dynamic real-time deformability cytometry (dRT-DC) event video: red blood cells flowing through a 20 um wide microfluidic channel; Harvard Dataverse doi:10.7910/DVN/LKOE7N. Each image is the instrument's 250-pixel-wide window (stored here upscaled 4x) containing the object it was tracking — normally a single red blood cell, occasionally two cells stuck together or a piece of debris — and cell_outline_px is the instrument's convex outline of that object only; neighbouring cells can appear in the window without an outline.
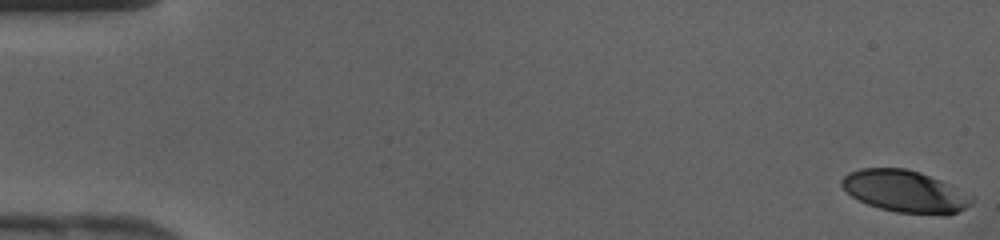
{"species": "human", "species_latin": "Homo sapiens", "temperature_condition": "cold", "stored_images_in_passage": 43, "camera_frame_rate_fps": 3000, "um_per_image_px": 0.085, "donor": {"sex": "female"}, "frame": {"image": 1, "passage_image": 1, "time_ms": 0.0, "image_size_px": [1000, 240], "cell_outline_px": [[972, 204], [948, 216], [944, 216], [896, 212], [880, 208], [868, 204], [852, 196], [840, 184], [840, 180], [848, 172], [860, 168], [904, 168], [920, 172], [940, 180], [972, 200]], "centroid_in_image_um": [76.85, 16.27], "position_along_channel_um": 8.2, "area_um2": 31.27}}
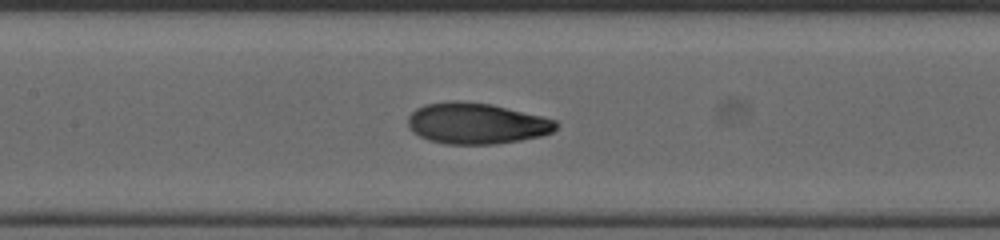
{"frame": {"image": 2, "passage_image": 21, "time_ms": 6.667, "image_size_px": [1000, 240], "cell_outline_px": [[560, 124], [552, 132], [540, 136], [520, 140], [496, 144], [444, 144], [428, 140], [412, 132], [408, 128], [408, 116], [416, 108], [424, 104], [452, 100], [456, 100], [492, 104], [556, 120]], "centroid_in_image_um": [40.46, 10.49], "position_along_channel_um": 166.9, "area_um2": 35.6}}
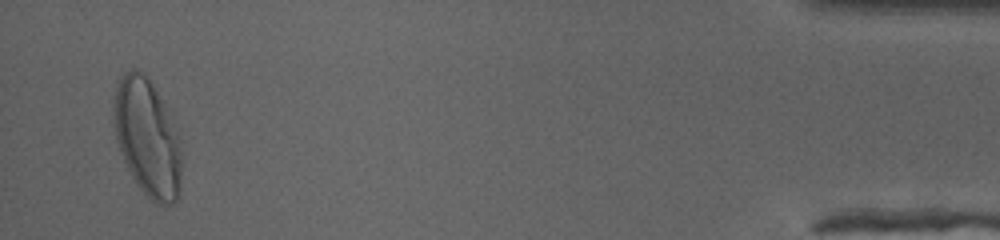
{"frame": {"image": 3, "passage_image": 42, "time_ms": 13.667, "image_size_px": [1000, 240], "cell_outline_px": [[180, 188], [176, 200], [172, 204], [164, 208], [156, 204], [136, 184], [120, 152], [116, 140], [112, 124], [112, 104], [116, 88], [124, 72], [132, 68], [140, 72], [152, 84], [180, 140]], "centroid_in_image_um": [12.47, 11.76], "position_along_channel_um": 422.7, "area_um2": 45.84}}